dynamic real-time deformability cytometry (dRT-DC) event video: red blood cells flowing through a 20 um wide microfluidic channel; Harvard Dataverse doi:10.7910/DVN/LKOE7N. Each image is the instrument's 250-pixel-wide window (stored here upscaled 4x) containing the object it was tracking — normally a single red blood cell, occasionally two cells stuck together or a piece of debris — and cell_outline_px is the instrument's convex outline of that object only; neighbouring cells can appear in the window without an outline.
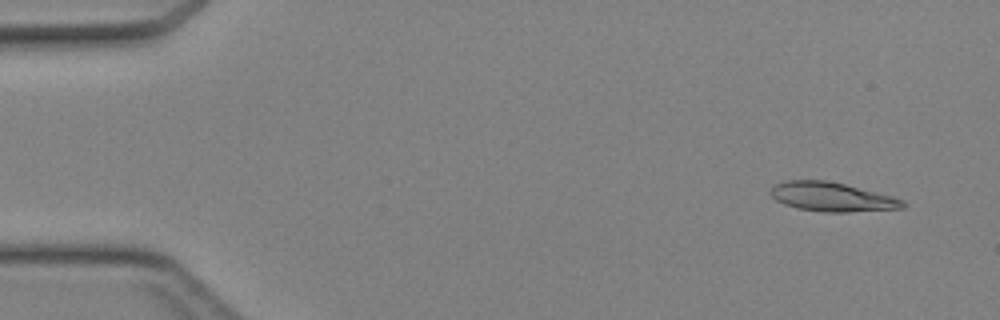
{"species": "Egyptian fruit bat (a non-hibernating species)", "species_latin": "Rousettus aegyptiacus", "temperature_condition": "cold", "stored_images_in_passage": 43, "camera_frame_rate_fps": 3000, "um_per_image_px": 0.085, "animal": {"sex": "female"}, "frame": {"image": 1, "passage_image": 1, "time_ms": 0.0, "image_size_px": [1000, 320], "cell_outline_px": [[908, 204], [904, 208], [848, 212], [824, 212], [796, 208], [784, 204], [776, 200], [772, 196], [772, 188], [776, 184], [784, 180], [828, 180], [892, 196], [904, 200]], "centroid_in_image_um": [70.74, 16.74], "position_along_channel_um": 14.3, "area_um2": 22.37}}
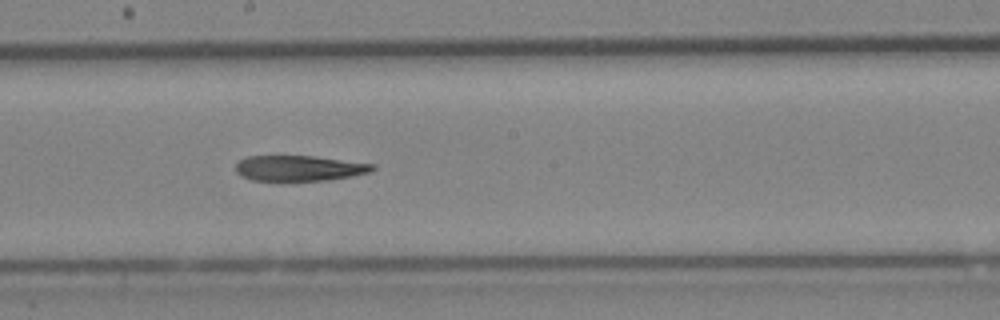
{"frame": {"image": 2, "passage_image": 23, "time_ms": 7.333, "image_size_px": [1000, 320], "cell_outline_px": [[376, 168], [372, 172], [352, 176], [328, 180], [252, 180], [240, 176], [236, 172], [236, 164], [240, 160], [248, 156], [316, 156], [376, 164]], "centroid_in_image_um": [25.48, 14.29], "position_along_channel_um": 222.7, "area_um2": 20.4}}
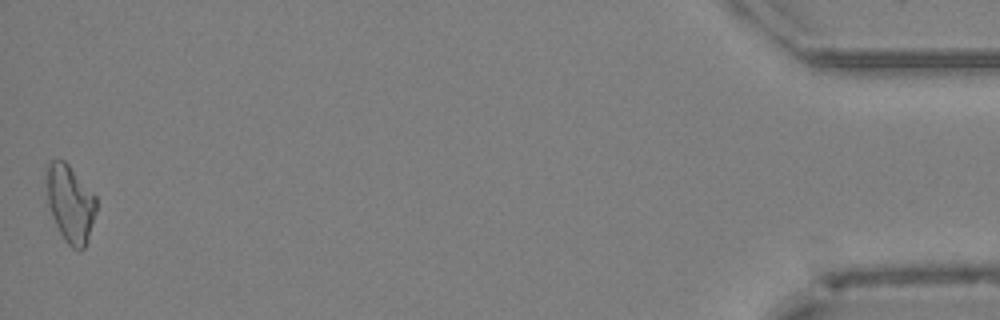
{"frame": {"image": 3, "passage_image": 43, "time_ms": 14.0, "image_size_px": [1000, 320], "cell_outline_px": [[96, 212], [88, 240], [84, 248], [80, 252], [72, 248], [64, 240], [52, 216], [48, 204], [44, 168], [52, 160], [64, 160], [68, 164], [96, 196]], "centroid_in_image_um": [5.96, 17.3], "position_along_channel_um": 429.2, "area_um2": 22.66}}